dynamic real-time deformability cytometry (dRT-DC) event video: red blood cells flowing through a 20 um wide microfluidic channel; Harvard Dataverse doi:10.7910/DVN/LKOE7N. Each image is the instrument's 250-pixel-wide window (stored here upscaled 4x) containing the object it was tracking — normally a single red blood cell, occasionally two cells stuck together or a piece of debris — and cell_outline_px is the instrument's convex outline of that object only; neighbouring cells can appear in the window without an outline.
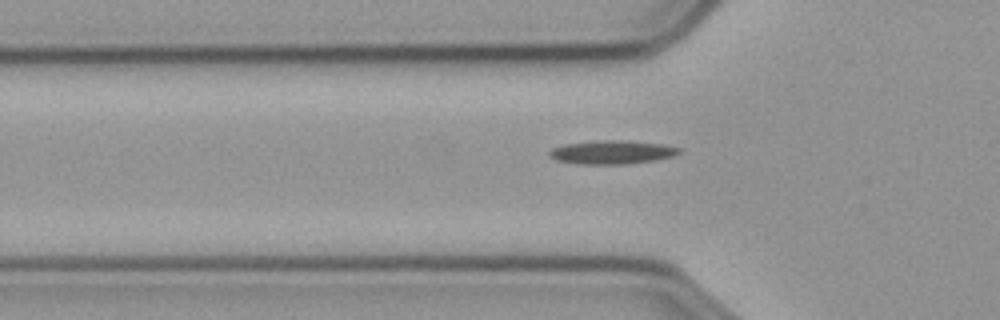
{"species": "common noctule bat (a hibernating species)", "species_latin": "Nyctalus noctula", "temperature_condition": "cold", "stored_images_in_passage": 38, "camera_frame_rate_fps": 3000, "um_per_image_px": 0.085, "animal": {"sex": "male", "body_mass_g": 23.1, "forearm_length_mm": 52.7}, "frame": {"image": 1, "passage_image": 2, "time_ms": 0.333, "image_size_px": [1000, 320], "cell_outline_px": [[680, 152], [672, 156], [656, 160], [628, 164], [580, 164], [556, 160], [548, 156], [548, 152], [552, 148], [564, 144], [596, 140], [628, 140], [660, 144], [680, 148]], "centroid_in_image_um": [51.98, 12.93], "position_along_channel_um": 73.8, "area_um2": 17.92}}
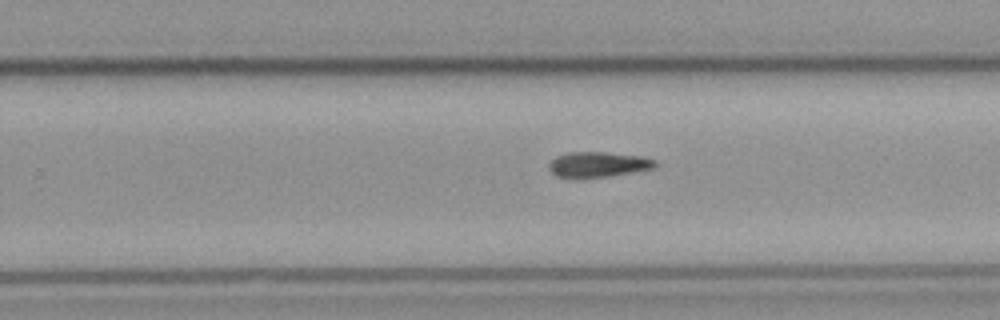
{"frame": {"image": 2, "passage_image": 19, "time_ms": 6.0, "image_size_px": [1000, 320], "cell_outline_px": [[660, 164], [656, 168], [608, 176], [576, 180], [556, 176], [548, 168], [548, 164], [556, 156], [568, 152], [604, 152], [640, 156], [656, 160]], "centroid_in_image_um": [50.82, 14.0], "position_along_channel_um": 279.0, "area_um2": 16.13}}
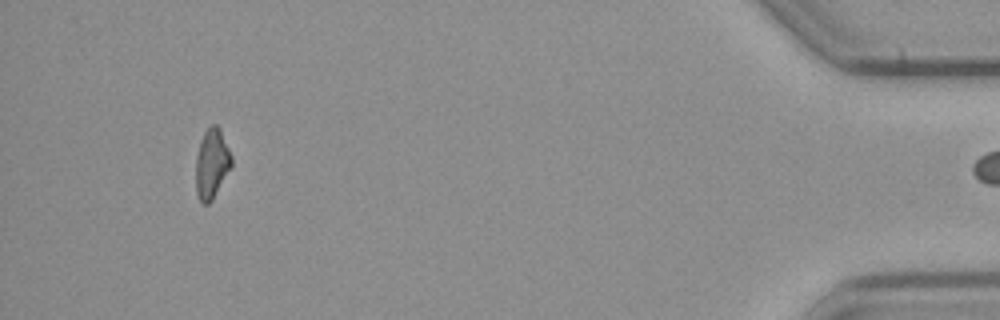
{"frame": {"image": 3, "passage_image": 37, "time_ms": 12.0, "image_size_px": [1000, 320], "cell_outline_px": [[232, 168], [212, 200], [208, 204], [204, 204], [200, 200], [196, 192], [196, 156], [200, 140], [204, 132], [212, 124], [216, 124], [220, 128], [232, 156]], "centroid_in_image_um": [18.01, 13.91], "position_along_channel_um": 417.2, "area_um2": 14.68}}